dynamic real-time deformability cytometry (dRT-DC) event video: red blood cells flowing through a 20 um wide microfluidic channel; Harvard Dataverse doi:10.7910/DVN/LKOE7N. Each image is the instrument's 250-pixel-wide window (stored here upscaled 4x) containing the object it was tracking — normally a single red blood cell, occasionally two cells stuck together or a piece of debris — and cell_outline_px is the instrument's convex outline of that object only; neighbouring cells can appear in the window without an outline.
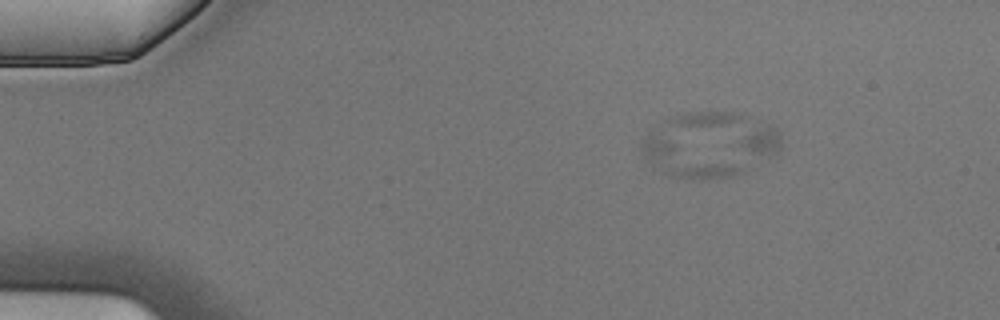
{"species": "Egyptian fruit bat (a non-hibernating species)", "species_latin": "Rousettus aegyptiacus", "temperature_condition": "cold", "stored_images_in_passage": 5, "camera_frame_rate_fps": 3000, "um_per_image_px": 0.085, "animal": {"sex": "male"}, "frame": {"image": 1, "passage_image": 3, "time_ms": 0.667, "image_size_px": [1000, 320], "cell_outline_px": [[744, 172], [732, 176], [716, 180], [688, 180], [672, 176], [660, 172], [640, 148], [640, 144], [648, 132], [660, 132], [744, 168]], "centroid_in_image_um": [58.27, 13.55], "position_along_channel_um": 26.7, "area_um2": 20.4}}